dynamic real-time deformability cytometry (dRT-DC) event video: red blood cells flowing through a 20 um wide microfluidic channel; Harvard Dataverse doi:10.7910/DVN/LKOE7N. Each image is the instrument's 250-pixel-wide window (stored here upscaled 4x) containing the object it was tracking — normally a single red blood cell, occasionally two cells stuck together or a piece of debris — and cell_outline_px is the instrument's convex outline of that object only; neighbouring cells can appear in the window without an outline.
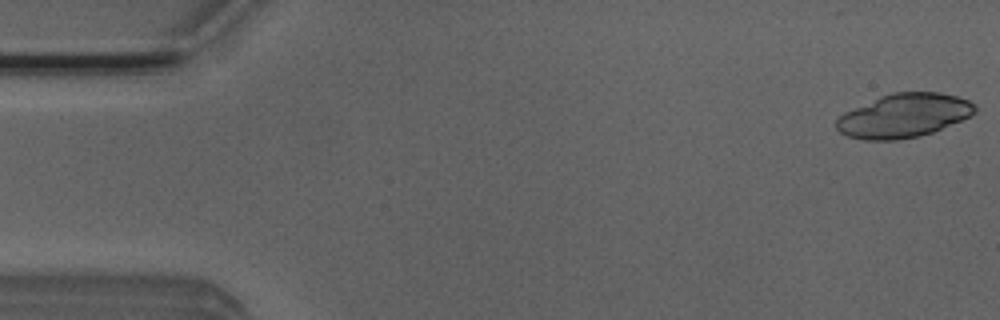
{"species": "Egyptian fruit bat (a non-hibernating species)", "species_latin": "Rousettus aegyptiacus", "temperature_condition": "room temperature", "stored_images_in_passage": 6, "camera_frame_rate_fps": 3000, "um_per_image_px": 0.085, "animal": {"sex": "male"}, "frame": {"image": 1, "passage_image": 1, "time_ms": 0.0, "image_size_px": [1000, 320], "cell_outline_px": [[976, 112], [960, 120], [932, 132], [920, 136], [896, 140], [864, 140], [848, 136], [840, 132], [836, 128], [836, 120], [844, 112], [880, 96], [892, 92], [940, 92], [956, 96], [968, 100], [976, 104]], "centroid_in_image_um": [76.81, 9.82], "position_along_channel_um": 8.2, "area_um2": 35.2}}